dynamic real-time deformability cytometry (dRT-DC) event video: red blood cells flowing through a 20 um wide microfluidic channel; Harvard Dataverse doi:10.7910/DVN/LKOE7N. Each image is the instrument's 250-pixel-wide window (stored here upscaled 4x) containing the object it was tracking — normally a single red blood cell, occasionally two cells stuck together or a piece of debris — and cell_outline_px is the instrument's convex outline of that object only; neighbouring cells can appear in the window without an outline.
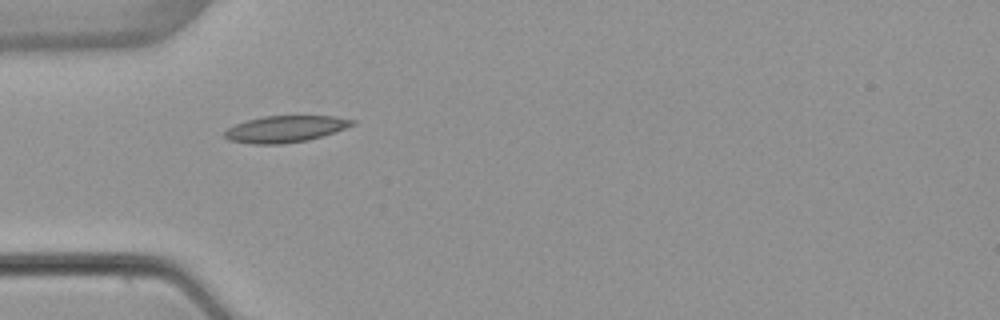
{"species": "common noctule bat (a hibernating species)", "species_latin": "Nyctalus noctula", "temperature_condition": "warm", "stored_images_in_passage": 38, "camera_frame_rate_fps": 3000, "um_per_image_px": 0.085, "animal": {"sex": "female", "body_mass_g": 22.7, "forearm_length_mm": 54.2}, "frame": {"image": 1, "passage_image": 1, "time_ms": 0.0, "image_size_px": [1000, 320], "cell_outline_px": [[356, 124], [308, 140], [280, 144], [252, 144], [228, 140], [224, 136], [224, 132], [228, 128], [236, 124], [248, 120], [264, 116], [336, 116], [356, 120]], "centroid_in_image_um": [24.24, 10.96], "position_along_channel_um": 60.8, "area_um2": 19.59}}
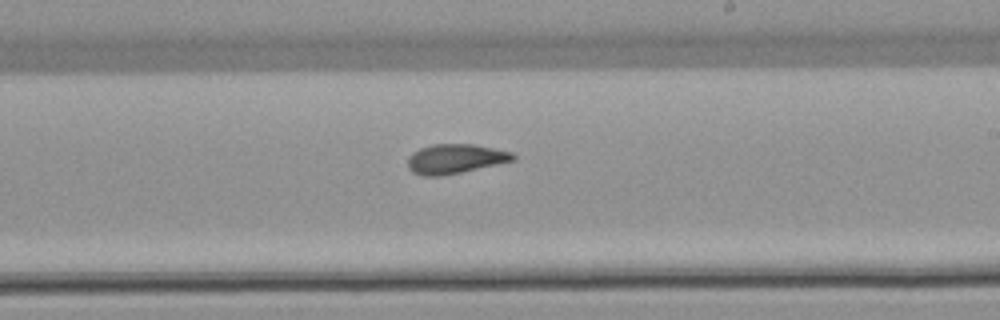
{"frame": {"image": 2, "passage_image": 16, "time_ms": 5.0, "image_size_px": [1000, 320], "cell_outline_px": [[516, 160], [460, 172], [440, 176], [424, 176], [412, 172], [408, 168], [408, 156], [412, 152], [420, 148], [432, 144], [472, 144], [512, 152], [516, 156]], "centroid_in_image_um": [38.67, 13.49], "position_along_channel_um": 250.3, "area_um2": 18.03}}
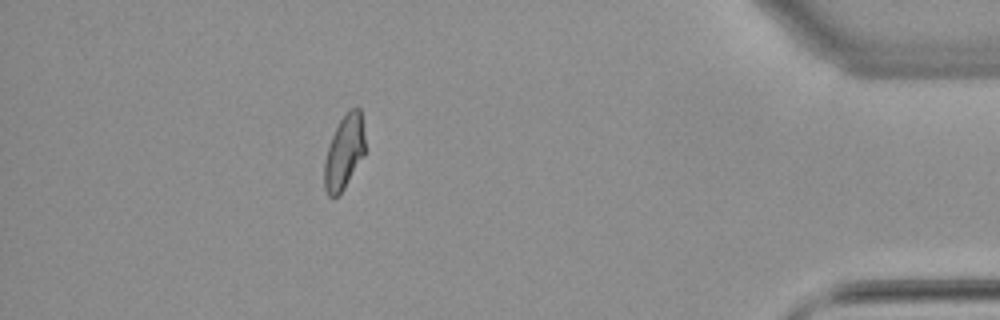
{"frame": {"image": 3, "passage_image": 32, "time_ms": 10.333, "image_size_px": [1000, 320], "cell_outline_px": [[364, 156], [344, 188], [336, 196], [328, 196], [324, 188], [324, 160], [332, 136], [340, 120], [348, 108], [356, 104], [360, 108], [364, 136]], "centroid_in_image_um": [29.25, 12.89], "position_along_channel_um": 405.9, "area_um2": 17.57}, "authors_computed_cell_mechanics": {"area_um2": 18.0625, "velocity_mm_per_s": 3.841, "shape_relaxation_time_tau1_ms": 10.1464, "shape_relaxation_time_tau2_ms": 1.9089, "deformation_change_tau1": 0.2436, "deformation_change_tau2": 0.0796}}